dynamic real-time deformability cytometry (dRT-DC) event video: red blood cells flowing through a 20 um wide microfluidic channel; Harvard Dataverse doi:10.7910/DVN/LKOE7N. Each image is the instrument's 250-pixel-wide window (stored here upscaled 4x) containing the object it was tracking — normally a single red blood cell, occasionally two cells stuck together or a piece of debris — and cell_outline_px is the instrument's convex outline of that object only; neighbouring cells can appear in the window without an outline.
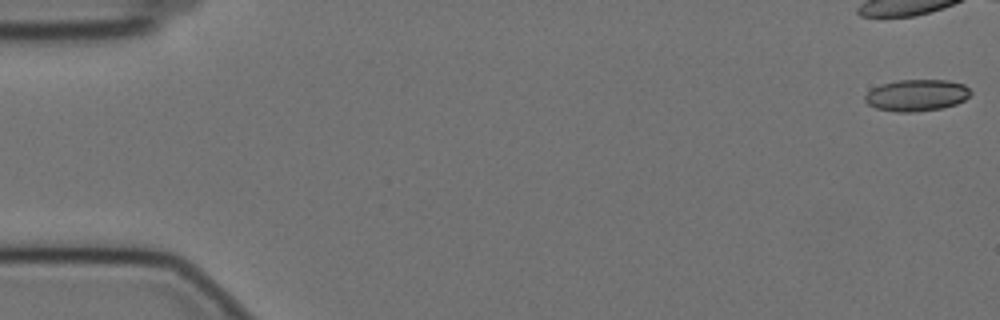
{"species": "Egyptian fruit bat (a non-hibernating species)", "species_latin": "Rousettus aegyptiacus", "temperature_condition": "cold", "stored_images_in_passage": 48, "camera_frame_rate_fps": 3000, "um_per_image_px": 0.085, "animal": {"sex": "female"}, "frame": {"image": 1, "passage_image": 1, "time_ms": 0.0, "image_size_px": [1000, 320], "cell_outline_px": [[972, 92], [964, 100], [956, 104], [940, 108], [912, 112], [896, 112], [876, 108], [868, 104], [864, 100], [864, 96], [872, 88], [880, 84], [896, 80], [948, 80], [964, 84]], "centroid_in_image_um": [77.89, 8.09], "position_along_channel_um": 7.1, "area_um2": 19.48}}